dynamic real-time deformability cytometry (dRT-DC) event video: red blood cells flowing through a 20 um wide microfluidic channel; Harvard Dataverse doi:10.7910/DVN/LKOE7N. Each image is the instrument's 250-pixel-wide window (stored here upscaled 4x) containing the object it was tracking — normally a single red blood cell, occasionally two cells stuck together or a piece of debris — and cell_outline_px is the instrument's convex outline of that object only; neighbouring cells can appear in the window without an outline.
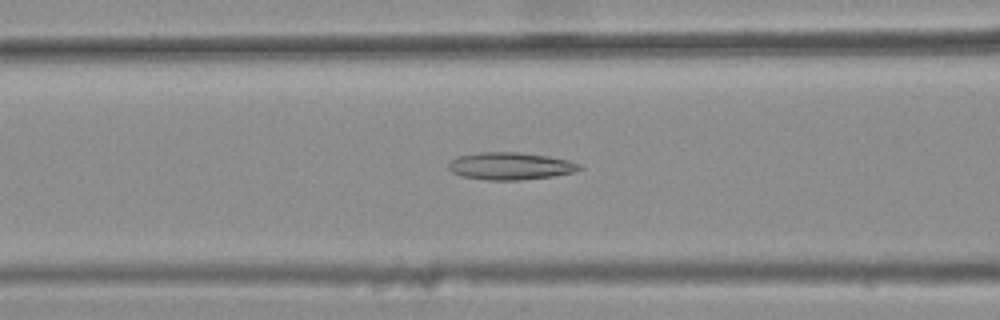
{"species": "common noctule bat (a hibernating species)", "species_latin": "Nyctalus noctula", "temperature_condition": "warm", "stored_images_in_passage": 45, "camera_frame_rate_fps": 3000, "um_per_image_px": 0.085, "animal": {"sex": "female", "body_mass_g": 25.1}, "frame": {"image": 1, "passage_image": 21, "time_ms": 6.667, "image_size_px": [1000, 320], "cell_outline_px": [[584, 168], [576, 172], [552, 176], [520, 180], [484, 180], [464, 176], [452, 172], [448, 168], [448, 164], [456, 156], [480, 152], [520, 152], [548, 156], [568, 160], [580, 164]], "centroid_in_image_um": [43.4, 14.11], "position_along_channel_um": 123.2, "area_um2": 20.98}}
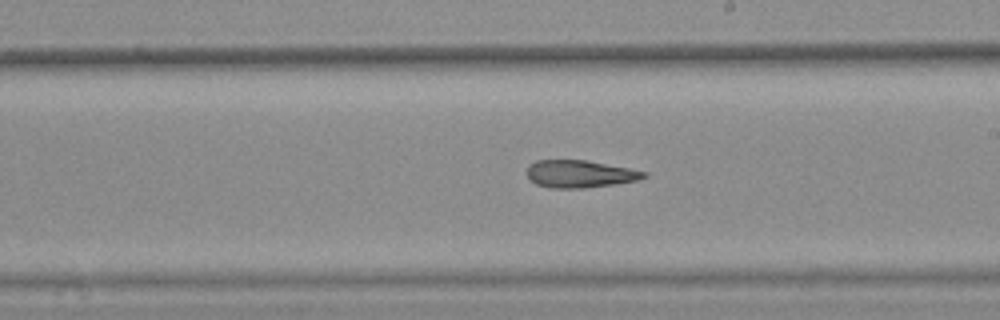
{"frame": {"image": 2, "passage_image": 30, "time_ms": 9.667, "image_size_px": [1000, 320], "cell_outline_px": [[648, 176], [636, 180], [616, 184], [584, 188], [552, 188], [536, 184], [528, 176], [528, 164], [536, 160], [588, 160], [648, 172]], "centroid_in_image_um": [49.3, 14.78], "position_along_channel_um": 239.7, "area_um2": 18.67}}
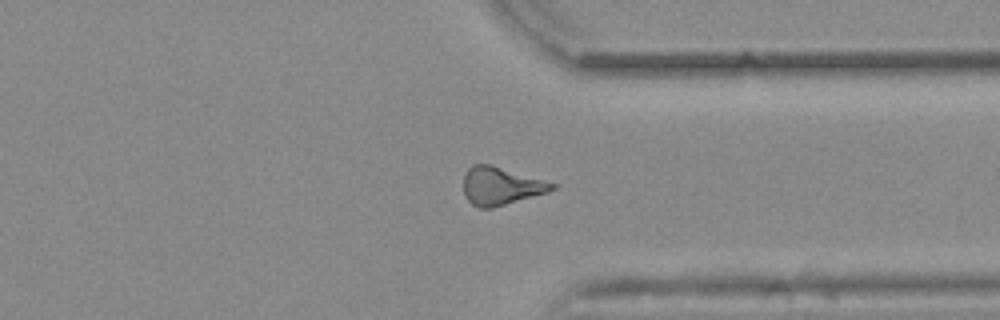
{"frame": {"image": 3, "passage_image": 40, "time_ms": 13.0, "image_size_px": [1000, 320], "cell_outline_px": [[556, 188], [548, 192], [492, 208], [480, 208], [472, 204], [464, 196], [464, 176], [468, 168], [472, 164], [492, 164], [544, 180], [556, 184]], "centroid_in_image_um": [42.55, 15.8], "position_along_channel_um": 368.8, "area_um2": 19.54}, "authors_computed_cell_mechanics": {"area_um2": 19.941, "velocity_mm_per_s": 3.8883, "shape_relaxation_time_tau1_ms": null, "shape_relaxation_time_tau2_ms": 6.8236, "deformation_change_tau1": null, "deformation_change_tau2": 0.2107}}